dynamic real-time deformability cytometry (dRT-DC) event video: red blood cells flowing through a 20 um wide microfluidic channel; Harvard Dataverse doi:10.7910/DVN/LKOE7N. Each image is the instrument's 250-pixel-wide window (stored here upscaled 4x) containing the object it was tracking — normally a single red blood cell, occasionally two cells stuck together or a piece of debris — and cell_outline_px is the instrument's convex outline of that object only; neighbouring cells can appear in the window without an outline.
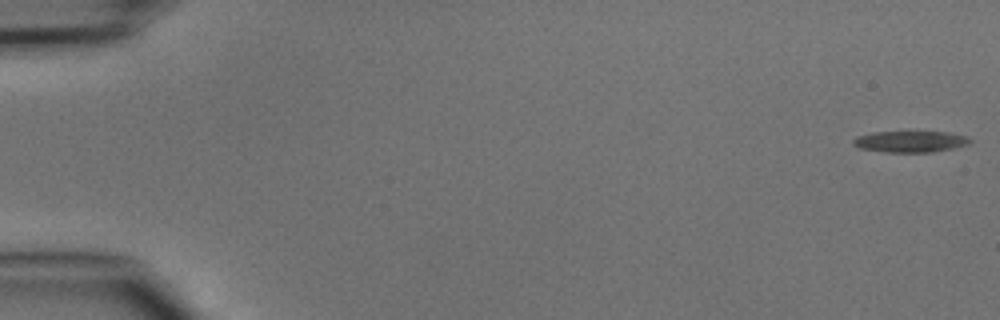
{"species": "common noctule bat (a hibernating species)", "species_latin": "Nyctalus noctula", "temperature_condition": "cold", "stored_images_in_passage": 11, "camera_frame_rate_fps": 3000, "um_per_image_px": 0.085, "animal": {"sex": "male", "body_mass_g": 15.6}, "frame": {"image": 1, "passage_image": 1, "time_ms": 0.0, "image_size_px": [1000, 320], "cell_outline_px": [[972, 140], [968, 144], [952, 148], [932, 152], [884, 152], [860, 148], [852, 144], [852, 140], [856, 136], [872, 132], [948, 132], [968, 136]], "centroid_in_image_um": [77.36, 12.03], "position_along_channel_um": 7.6, "area_um2": 14.51}}